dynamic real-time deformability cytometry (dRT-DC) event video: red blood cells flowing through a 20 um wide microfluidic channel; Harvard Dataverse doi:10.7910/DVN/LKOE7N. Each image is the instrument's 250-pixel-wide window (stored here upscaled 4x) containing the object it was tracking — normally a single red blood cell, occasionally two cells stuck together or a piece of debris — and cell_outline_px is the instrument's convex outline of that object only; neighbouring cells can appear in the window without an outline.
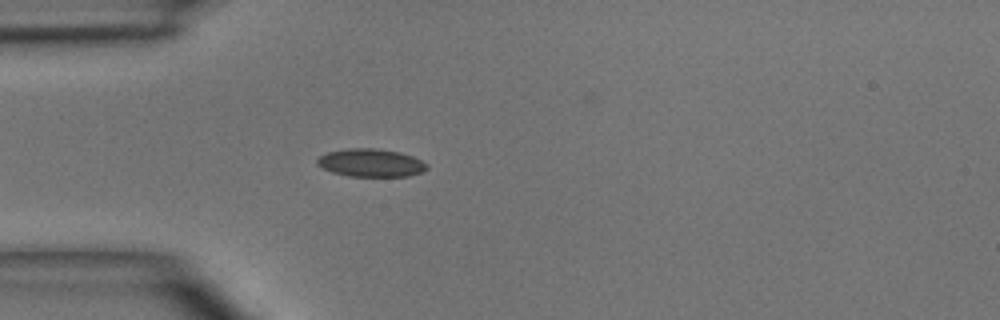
{"species": "common noctule bat (a hibernating species)", "species_latin": "Nyctalus noctula", "temperature_condition": "room temperature", "stored_images_in_passage": 1, "camera_frame_rate_fps": 3000, "um_per_image_px": 0.085, "animal": {"sex": "male", "body_mass_g": 15.6}, "frame": {"image": 1, "passage_image": 1, "time_ms": 0.0, "image_size_px": [1000, 320], "cell_outline_px": [[428, 168], [420, 172], [408, 176], [348, 176], [332, 172], [316, 164], [316, 160], [320, 156], [328, 152], [348, 148], [376, 148], [400, 152], [412, 156], [428, 164]], "centroid_in_image_um": [31.52, 13.83], "position_along_channel_um": 53.5, "area_um2": 17.8}}